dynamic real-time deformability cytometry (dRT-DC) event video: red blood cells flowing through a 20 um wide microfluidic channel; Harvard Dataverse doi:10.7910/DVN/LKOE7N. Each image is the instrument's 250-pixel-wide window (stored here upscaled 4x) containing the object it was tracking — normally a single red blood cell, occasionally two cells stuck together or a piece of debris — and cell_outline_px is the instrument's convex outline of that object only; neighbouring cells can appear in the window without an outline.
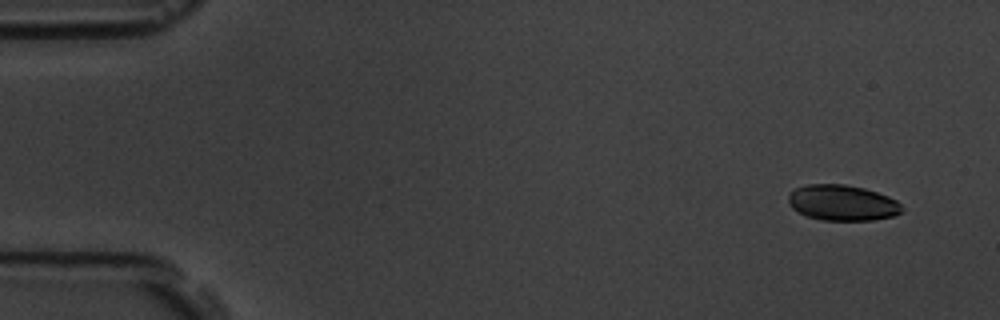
{"species": "common noctule bat (a hibernating species)", "species_latin": "Nyctalus noctula", "temperature_condition": "room temperature", "stored_images_in_passage": 4, "camera_frame_rate_fps": 3000, "um_per_image_px": 0.085, "animal": {"sex": "male", "body_mass_g": 19.5, "forearm_length_mm": 54.6}, "frame": {"image": 1, "passage_image": 1, "time_ms": 0.0, "image_size_px": [1000, 320], "cell_outline_px": [[904, 208], [900, 212], [892, 216], [872, 220], [820, 220], [804, 216], [792, 208], [788, 204], [788, 192], [796, 188], [808, 184], [844, 184], [864, 188], [888, 196], [896, 200]], "centroid_in_image_um": [71.55, 17.24], "position_along_channel_um": 13.5, "area_um2": 23.76}}